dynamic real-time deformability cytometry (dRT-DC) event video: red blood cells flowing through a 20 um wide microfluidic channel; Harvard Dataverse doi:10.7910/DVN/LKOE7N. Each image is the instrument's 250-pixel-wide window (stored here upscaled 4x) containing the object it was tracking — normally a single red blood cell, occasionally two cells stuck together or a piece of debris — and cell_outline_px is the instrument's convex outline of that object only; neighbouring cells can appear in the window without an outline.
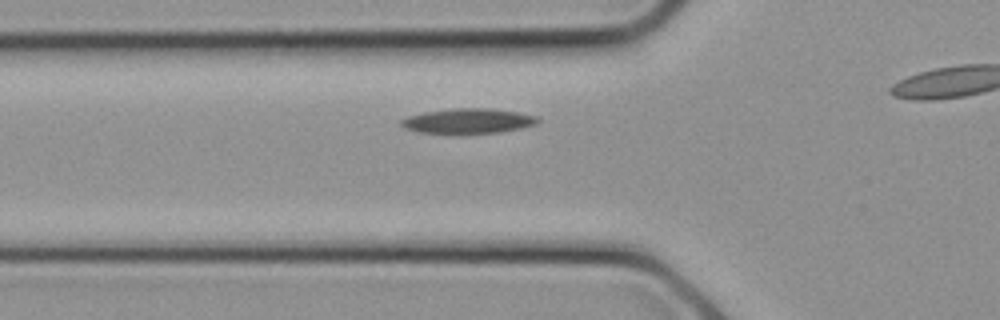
{"species": "common noctule bat (a hibernating species)", "species_latin": "Nyctalus noctula", "temperature_condition": "cold", "stored_images_in_passage": 8, "segment_of_instrument_passage": [1, 2], "camera_frame_rate_fps": 3000, "um_per_image_px": 0.085, "animal": {"sex": "female", "body_mass_g": 21.9}, "frame": {"image": 1, "passage_image": 5, "time_ms": 1.333, "image_size_px": [1000, 320], "cell_outline_px": [[540, 120], [536, 124], [520, 128], [500, 132], [464, 136], [448, 136], [416, 132], [404, 128], [400, 124], [400, 120], [408, 116], [424, 112], [452, 108], [488, 108], [516, 112], [536, 116]], "centroid_in_image_um": [39.7, 10.34], "position_along_channel_um": 86.1, "area_um2": 20.87}}
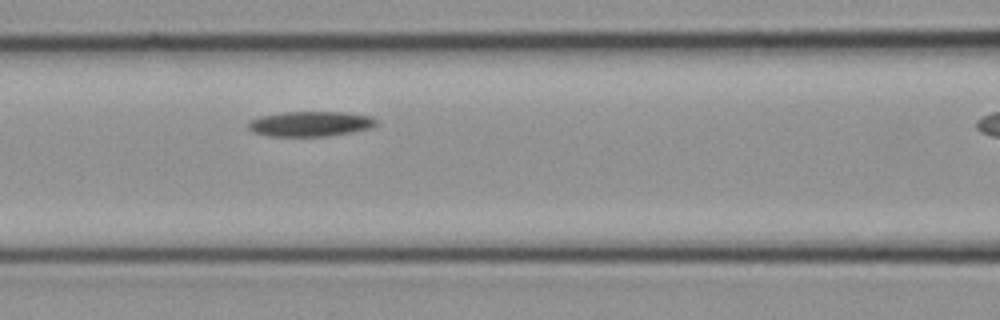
{"frame": {"image": 2, "passage_image": 7, "time_ms": 2.0, "image_size_px": [1000, 320], "cell_outline_px": [[380, 124], [372, 128], [352, 132], [328, 136], [268, 136], [252, 132], [248, 128], [248, 120], [260, 116], [284, 112], [344, 112], [372, 116]], "centroid_in_image_um": [26.39, 10.53], "position_along_channel_um": 140.2, "area_um2": 18.96}}